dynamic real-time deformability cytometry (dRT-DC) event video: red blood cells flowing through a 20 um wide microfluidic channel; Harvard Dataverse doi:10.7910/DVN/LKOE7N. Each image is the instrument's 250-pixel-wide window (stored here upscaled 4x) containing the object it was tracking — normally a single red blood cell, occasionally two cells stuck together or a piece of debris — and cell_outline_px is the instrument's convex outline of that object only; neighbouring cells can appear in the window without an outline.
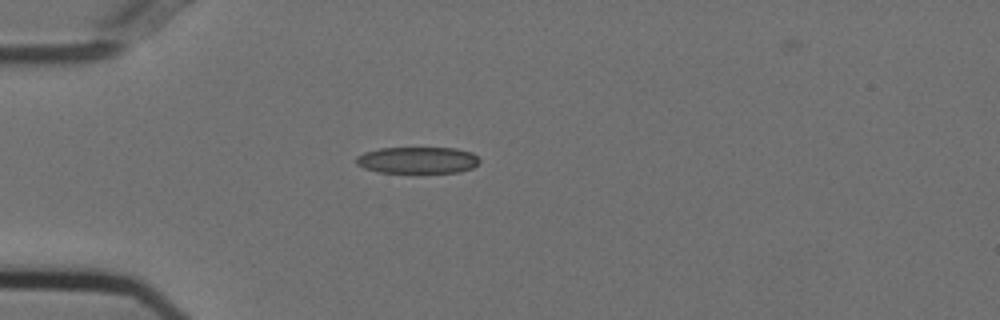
{"species": "Egyptian fruit bat (a non-hibernating species)", "species_latin": "Rousettus aegyptiacus", "temperature_condition": "cold", "stored_images_in_passage": 40, "camera_frame_rate_fps": 3000, "um_per_image_px": 0.085, "animal": {"sex": "female"}, "frame": {"image": 1, "passage_image": 1, "time_ms": 0.0, "image_size_px": [1000, 320], "cell_outline_px": [[480, 160], [472, 168], [456, 172], [380, 172], [364, 168], [356, 164], [356, 156], [364, 152], [380, 148], [456, 148], [472, 152]], "centroid_in_image_um": [35.47, 13.6], "position_along_channel_um": 49.5, "area_um2": 18.96}}
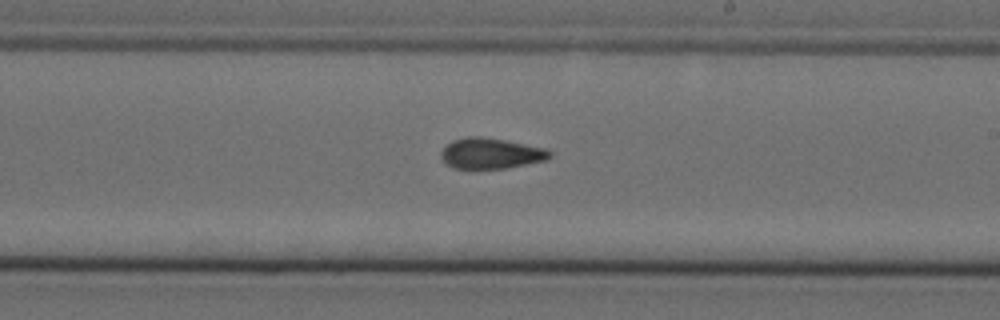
{"frame": {"image": 2, "passage_image": 18, "time_ms": 5.667, "image_size_px": [1000, 320], "cell_outline_px": [[552, 156], [548, 160], [504, 168], [452, 168], [444, 164], [440, 156], [440, 152], [452, 140], [468, 136], [480, 136], [504, 140], [548, 148], [552, 152]], "centroid_in_image_um": [41.73, 13.03], "position_along_channel_um": 247.3, "area_um2": 19.59}}
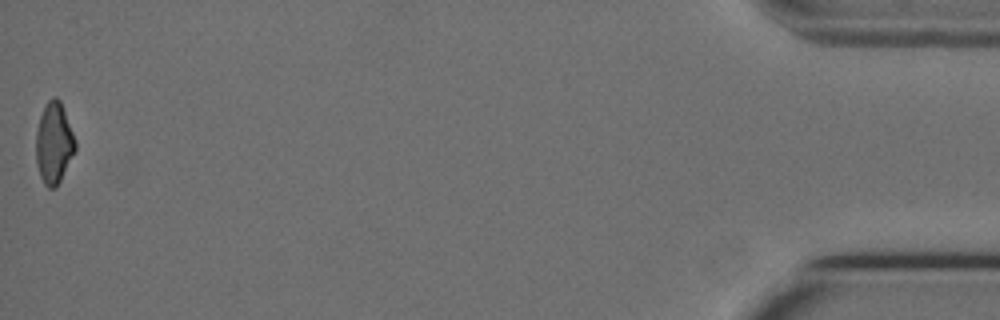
{"frame": {"image": 3, "passage_image": 40, "time_ms": 13.0, "image_size_px": [1000, 320], "cell_outline_px": [[76, 148], [56, 188], [48, 188], [44, 184], [40, 176], [36, 160], [36, 132], [40, 116], [44, 104], [52, 96], [56, 96], [60, 100], [72, 132], [76, 144]], "centroid_in_image_um": [4.56, 12.14], "position_along_channel_um": 430.6, "area_um2": 18.38}, "authors_computed_cell_mechanics": {"area_um2": 19.3919, "velocity_mm_per_s": 3.7421, "shape_relaxation_time_tau1_ms": 8.423, "shape_relaxation_time_tau2_ms": 2.5761, "deformation_change_tau1": 0.1879, "deformation_change_tau2": 0.0978}}